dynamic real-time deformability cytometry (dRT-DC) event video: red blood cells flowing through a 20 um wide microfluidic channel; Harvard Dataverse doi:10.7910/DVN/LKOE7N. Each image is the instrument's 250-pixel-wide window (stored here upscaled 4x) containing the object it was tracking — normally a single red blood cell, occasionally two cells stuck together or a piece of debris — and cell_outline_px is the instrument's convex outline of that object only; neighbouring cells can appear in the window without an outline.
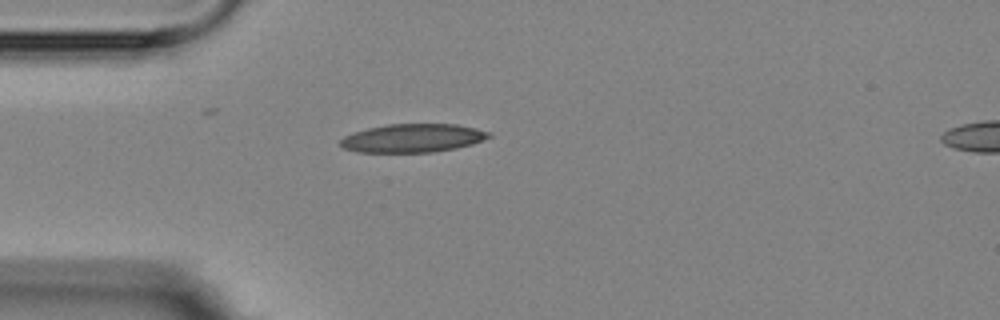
{"species": "Egyptian fruit bat (a non-hibernating species)", "species_latin": "Rousettus aegyptiacus", "temperature_condition": "room temperature", "stored_images_in_passage": 2, "segment_of_instrument_passage": [1, 2], "camera_frame_rate_fps": 3000, "um_per_image_px": 0.085, "animal": {"sex": "female"}, "frame": {"image": 1, "passage_image": 1, "time_ms": 0.0, "image_size_px": [1000, 320], "cell_outline_px": [[492, 136], [472, 144], [456, 148], [432, 152], [356, 152], [344, 148], [340, 144], [340, 140], [344, 136], [368, 128], [388, 124], [456, 124], [476, 128], [492, 132]], "centroid_in_image_um": [35.11, 11.74], "position_along_channel_um": 49.9, "area_um2": 24.57}}